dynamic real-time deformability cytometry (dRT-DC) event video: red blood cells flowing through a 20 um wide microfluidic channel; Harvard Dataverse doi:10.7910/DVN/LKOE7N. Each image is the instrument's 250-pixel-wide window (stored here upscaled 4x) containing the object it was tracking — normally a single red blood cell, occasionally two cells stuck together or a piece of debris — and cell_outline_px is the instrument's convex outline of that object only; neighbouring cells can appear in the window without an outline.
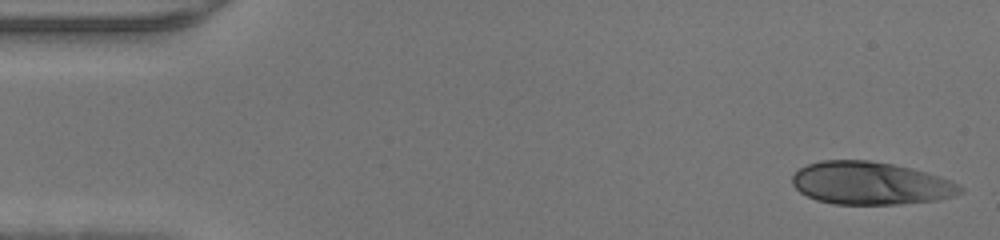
{"species": "human", "species_latin": "Homo sapiens", "temperature_condition": "warm", "stored_images_in_passage": 45, "camera_frame_rate_fps": 3000, "um_per_image_px": 0.085, "donor": {"sex": "male"}, "frame": {"image": 1, "passage_image": 1, "time_ms": 0.0, "image_size_px": [1000, 240], "cell_outline_px": [[964, 192], [940, 200], [900, 204], [832, 204], [816, 200], [800, 192], [792, 184], [792, 176], [800, 168], [808, 164], [820, 160], [868, 160], [892, 164], [912, 168], [940, 176], [952, 180], [960, 184], [964, 188]], "centroid_in_image_um": [74.03, 15.58], "position_along_channel_um": 11.0, "area_um2": 42.19}}
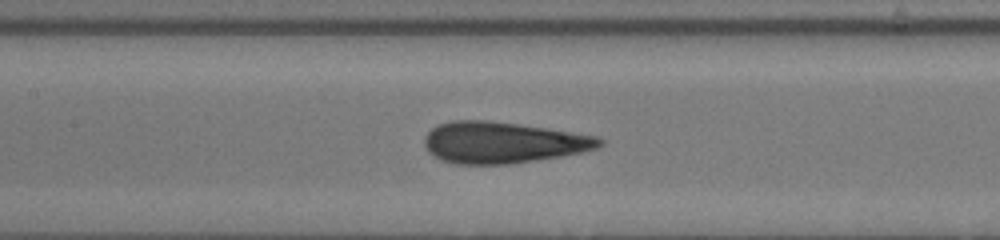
{"frame": {"image": 2, "passage_image": 20, "time_ms": 6.333, "image_size_px": [1000, 240], "cell_outline_px": [[604, 144], [596, 148], [584, 152], [536, 160], [508, 164], [452, 164], [440, 160], [432, 156], [428, 152], [424, 144], [424, 136], [432, 128], [440, 124], [452, 120], [488, 120], [548, 128], [596, 136], [604, 140]], "centroid_in_image_um": [42.71, 12.12], "position_along_channel_um": 164.7, "area_um2": 42.37}}
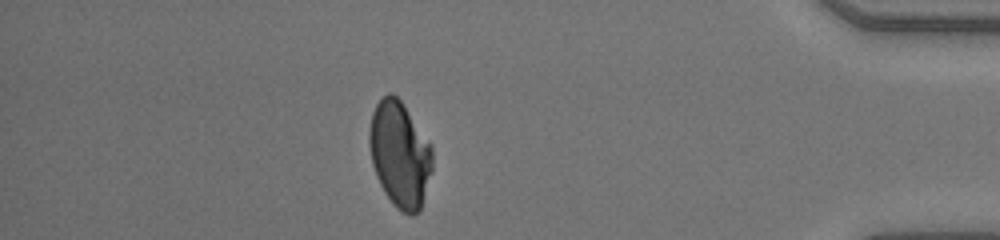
{"frame": {"image": 3, "passage_image": 39, "time_ms": 12.667, "image_size_px": [1000, 240], "cell_outline_px": [[432, 172], [420, 212], [412, 216], [408, 216], [400, 212], [392, 204], [384, 192], [376, 176], [372, 164], [368, 144], [368, 132], [372, 112], [376, 104], [388, 92], [392, 92], [400, 100], [432, 144]], "centroid_in_image_um": [33.98, 13.16], "position_along_channel_um": 401.2, "area_um2": 39.54}}